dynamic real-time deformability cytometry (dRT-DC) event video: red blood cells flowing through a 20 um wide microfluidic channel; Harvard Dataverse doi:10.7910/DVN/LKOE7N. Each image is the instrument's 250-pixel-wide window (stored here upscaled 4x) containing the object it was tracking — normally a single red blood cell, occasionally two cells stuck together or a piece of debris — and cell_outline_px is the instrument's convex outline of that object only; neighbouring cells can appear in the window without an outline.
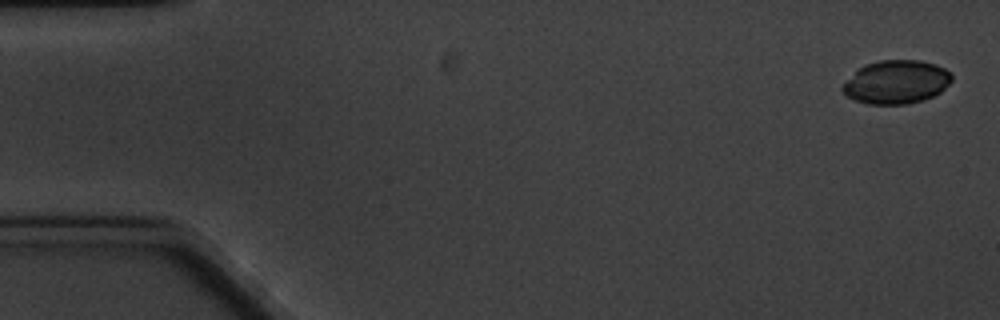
{"species": "common noctule bat (a hibernating species)", "species_latin": "Nyctalus noctula", "temperature_condition": "cold", "stored_images_in_passage": 8, "camera_frame_rate_fps": 3000, "um_per_image_px": 0.085, "animal": {"sex": "male", "body_mass_g": 20.1, "forearm_length_mm": 53.5}, "frame": {"image": 1, "passage_image": 1, "time_ms": 0.0, "image_size_px": [1000, 320], "cell_outline_px": [[952, 80], [940, 92], [932, 96], [908, 104], [868, 104], [856, 100], [848, 96], [840, 88], [864, 64], [880, 60], [920, 60], [936, 64], [944, 68], [952, 76]], "centroid_in_image_um": [76.2, 6.96], "position_along_channel_um": 8.8, "area_um2": 27.28}}